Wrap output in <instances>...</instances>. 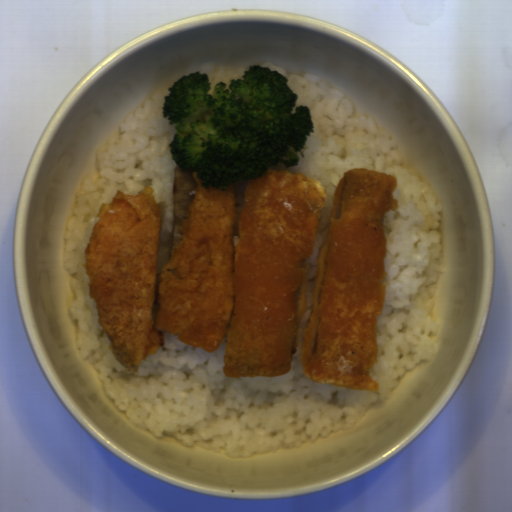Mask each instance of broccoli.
I'll return each instance as SVG.
<instances>
[{
  "label": "broccoli",
  "instance_id": "broccoli-1",
  "mask_svg": "<svg viewBox=\"0 0 512 512\" xmlns=\"http://www.w3.org/2000/svg\"><path fill=\"white\" fill-rule=\"evenodd\" d=\"M247 67L228 87L222 81L212 87L207 73L198 71L167 87L162 114L176 130L169 153L182 172L196 171L205 190L226 191L278 164L298 166V153L305 158L302 150L314 131L310 108L294 110L298 95L277 69Z\"/></svg>",
  "mask_w": 512,
  "mask_h": 512
}]
</instances>
